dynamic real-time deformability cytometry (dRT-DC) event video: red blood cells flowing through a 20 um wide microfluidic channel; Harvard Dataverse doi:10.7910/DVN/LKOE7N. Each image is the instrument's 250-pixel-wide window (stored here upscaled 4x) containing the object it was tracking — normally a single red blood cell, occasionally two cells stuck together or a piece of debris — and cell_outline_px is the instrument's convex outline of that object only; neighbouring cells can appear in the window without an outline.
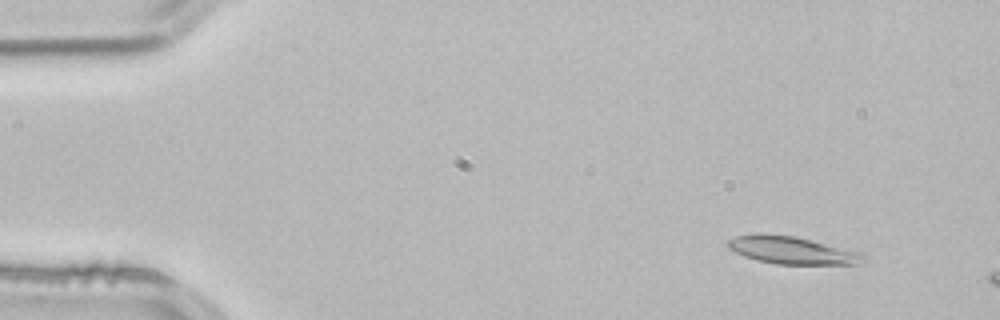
{"species": "common noctule bat (a hibernating species)", "species_latin": "Nyctalus noctula", "temperature_condition": "room temperature", "stored_images_in_passage": 3, "camera_frame_rate_fps": 3000, "um_per_image_px": 0.085, "animal": {"sex": "male", "body_mass_g": 21.5, "forearm_length_mm": 52.0}, "frame": {"image": 1, "passage_image": 1, "time_ms": 0.0, "image_size_px": [1000, 320], "cell_outline_px": [[868, 260], [856, 264], [776, 264], [756, 260], [744, 256], [728, 248], [728, 240], [736, 236], [756, 232], [764, 232], [796, 236], [860, 252], [868, 256]], "centroid_in_image_um": [67.31, 21.25], "position_along_channel_um": 17.7, "area_um2": 22.08}}